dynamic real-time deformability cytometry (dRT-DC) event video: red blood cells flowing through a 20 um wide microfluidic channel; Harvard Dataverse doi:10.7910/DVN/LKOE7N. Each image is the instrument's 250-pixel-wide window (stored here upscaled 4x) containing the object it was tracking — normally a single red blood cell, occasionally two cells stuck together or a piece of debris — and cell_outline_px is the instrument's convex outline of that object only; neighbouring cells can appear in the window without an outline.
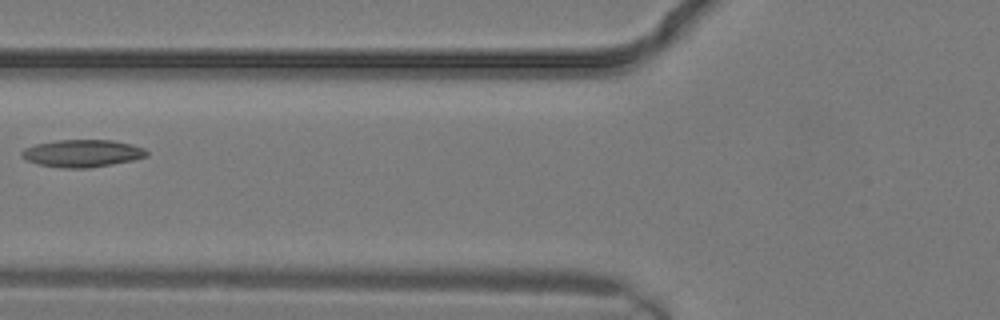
{"species": "common noctule bat (a hibernating species)", "species_latin": "Nyctalus noctula", "temperature_condition": "warm", "stored_images_in_passage": 4, "camera_frame_rate_fps": 3000, "um_per_image_px": 0.085, "animal": {"sex": "male", "body_mass_g": 19.2, "forearm_length_mm": 51.8}, "frame": {"image": 1, "passage_image": 4, "time_ms": 1.0, "image_size_px": [1000, 320], "cell_outline_px": [[148, 156], [132, 160], [112, 164], [88, 168], [60, 168], [40, 164], [28, 160], [20, 156], [20, 152], [24, 148], [36, 144], [56, 140], [112, 140], [132, 144], [144, 148], [148, 152]], "centroid_in_image_um": [6.99, 13.03], "position_along_channel_um": 118.8, "area_um2": 19.94}}